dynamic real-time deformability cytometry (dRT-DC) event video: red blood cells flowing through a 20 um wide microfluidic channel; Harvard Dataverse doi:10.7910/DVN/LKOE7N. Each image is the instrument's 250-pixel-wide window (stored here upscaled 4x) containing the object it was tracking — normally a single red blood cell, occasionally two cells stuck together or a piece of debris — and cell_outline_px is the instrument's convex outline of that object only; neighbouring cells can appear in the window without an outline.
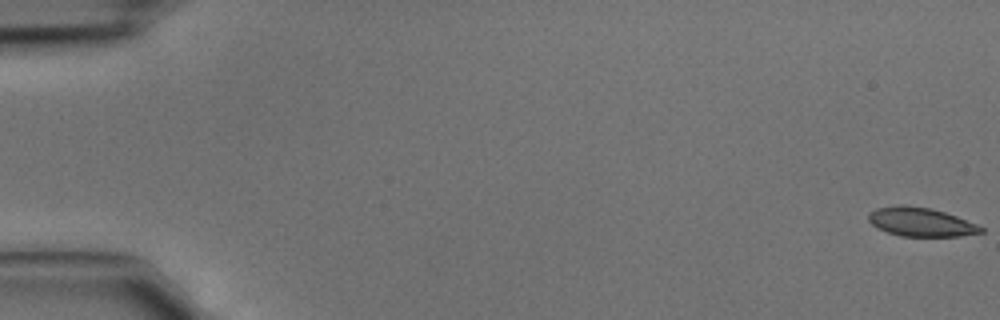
{"species": "common noctule bat (a hibernating species)", "species_latin": "Nyctalus noctula", "temperature_condition": "cold", "stored_images_in_passage": 46, "camera_frame_rate_fps": 3000, "um_per_image_px": 0.085, "animal": {"sex": "male", "body_mass_g": 15.6}, "frame": {"image": 1, "passage_image": 1, "time_ms": 0.0, "image_size_px": [1000, 320], "cell_outline_px": [[984, 232], [960, 236], [900, 236], [876, 228], [868, 220], [868, 212], [876, 208], [900, 204], [904, 204], [932, 208], [956, 216], [976, 224], [984, 228]], "centroid_in_image_um": [78.23, 18.86], "position_along_channel_um": 6.8, "area_um2": 19.02}}
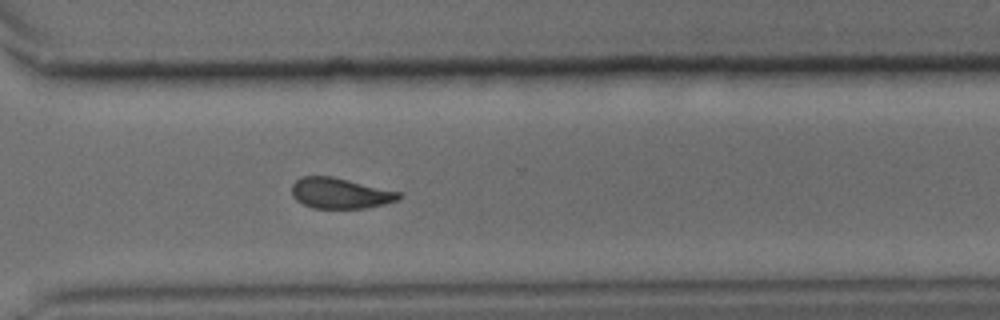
{"frame": {"image": 2, "passage_image": 34, "time_ms": 11.0, "image_size_px": [1000, 320], "cell_outline_px": [[404, 196], [400, 200], [384, 204], [364, 208], [312, 208], [296, 200], [292, 196], [292, 184], [300, 176], [332, 176], [400, 192]], "centroid_in_image_um": [28.92, 16.42], "position_along_channel_um": 341.7, "area_um2": 19.19}}
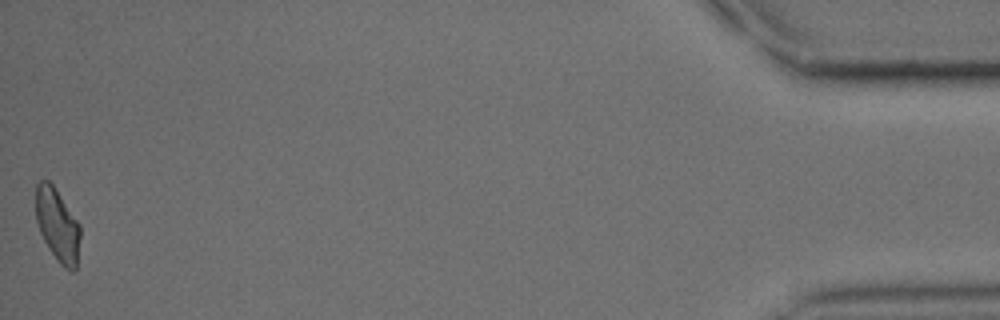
{"frame": {"image": 3, "passage_image": 46, "time_ms": 15.0, "image_size_px": [1000, 320], "cell_outline_px": [[80, 236], [76, 272], [72, 272], [64, 268], [56, 260], [48, 248], [40, 232], [36, 220], [36, 184], [40, 180], [48, 180], [52, 184], [80, 224]], "centroid_in_image_um": [4.89, 19.17], "position_along_channel_um": 430.3, "area_um2": 18.96}}